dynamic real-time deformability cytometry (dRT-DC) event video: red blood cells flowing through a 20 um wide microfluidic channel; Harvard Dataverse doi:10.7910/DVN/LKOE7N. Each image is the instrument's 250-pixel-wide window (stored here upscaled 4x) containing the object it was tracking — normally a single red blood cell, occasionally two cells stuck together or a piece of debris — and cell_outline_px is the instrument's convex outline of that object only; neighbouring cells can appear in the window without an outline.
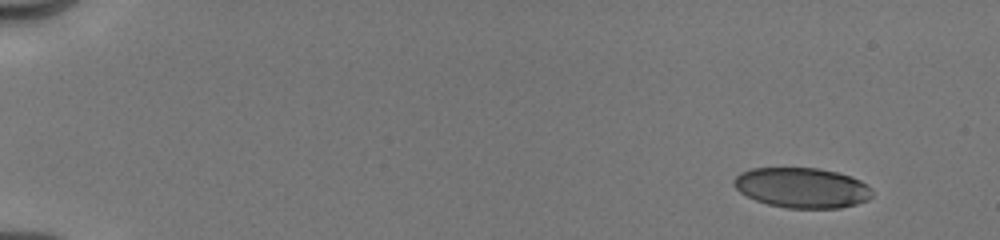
{"species": "human", "species_latin": "Homo sapiens", "temperature_condition": "cold", "stored_images_in_passage": 15, "camera_frame_rate_fps": 3000, "um_per_image_px": 0.085, "donor": {"sex": "male"}, "frame": {"image": 1, "passage_image": 1, "time_ms": 0.0, "image_size_px": [1000, 240], "cell_outline_px": [[872, 196], [868, 200], [856, 204], [840, 208], [788, 208], [768, 204], [756, 200], [740, 192], [732, 184], [732, 180], [740, 172], [752, 168], [816, 168], [836, 172], [852, 176], [860, 180], [872, 188]], "centroid_in_image_um": [68.17, 15.96], "position_along_channel_um": 16.8, "area_um2": 32.48}}
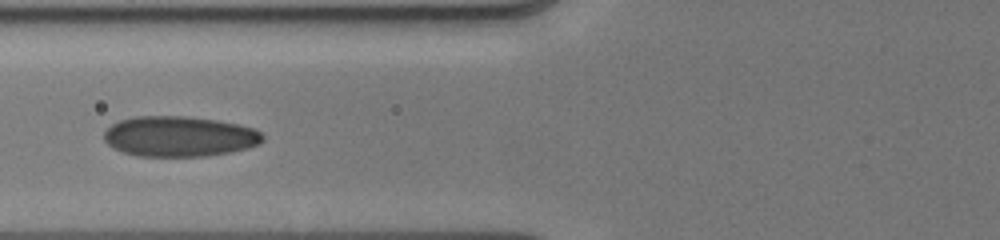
{"frame": {"image": 2, "passage_image": 11, "time_ms": 6.0, "image_size_px": [1000, 240], "cell_outline_px": [[264, 140], [260, 144], [248, 148], [208, 156], [136, 156], [112, 148], [104, 140], [104, 132], [112, 124], [120, 120], [136, 116], [184, 116], [216, 120], [236, 124], [252, 128], [260, 132], [264, 136]], "centroid_in_image_um": [15.23, 11.6], "position_along_channel_um": 110.6, "area_um2": 37.34}}
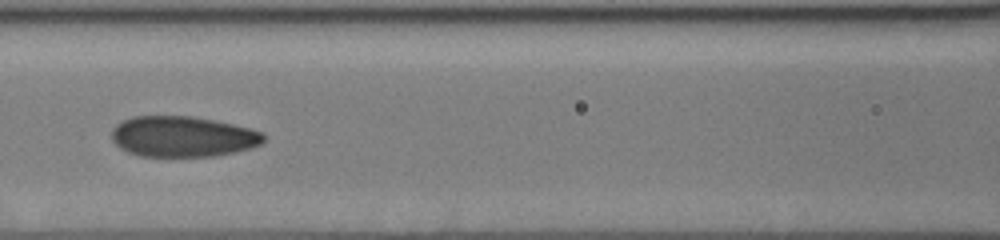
{"frame": {"image": 3, "passage_image": 13, "time_ms": 7.0, "image_size_px": [1000, 240], "cell_outline_px": [[264, 140], [260, 144], [252, 148], [236, 152], [216, 156], [140, 156], [128, 152], [120, 148], [112, 140], [112, 128], [116, 124], [132, 116], [192, 116], [232, 124], [264, 132]], "centroid_in_image_um": [15.52, 11.61], "position_along_channel_um": 151.1, "area_um2": 36.07}}